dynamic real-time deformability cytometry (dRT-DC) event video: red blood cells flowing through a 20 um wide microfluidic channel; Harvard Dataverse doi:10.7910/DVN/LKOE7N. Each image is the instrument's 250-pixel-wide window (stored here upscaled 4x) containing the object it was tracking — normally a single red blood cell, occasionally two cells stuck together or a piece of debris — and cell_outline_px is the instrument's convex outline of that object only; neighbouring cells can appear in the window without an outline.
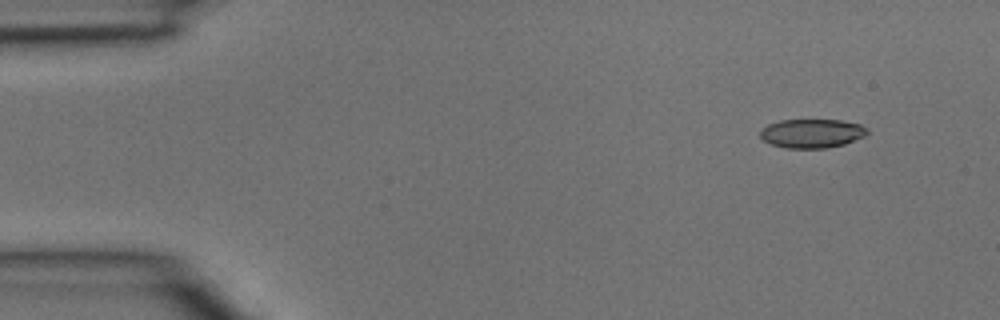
{"species": "common noctule bat (a hibernating species)", "species_latin": "Nyctalus noctula", "temperature_condition": "room temperature", "stored_images_in_passage": 3, "camera_frame_rate_fps": 3000, "um_per_image_px": 0.085, "animal": {"sex": "male", "body_mass_g": 15.6}, "frame": {"image": 1, "passage_image": 1, "time_ms": 0.0, "image_size_px": [1000, 320], "cell_outline_px": [[868, 132], [864, 136], [844, 144], [824, 148], [784, 148], [772, 144], [764, 140], [760, 136], [760, 128], [768, 124], [780, 120], [840, 120], [860, 124], [868, 128]], "centroid_in_image_um": [68.99, 11.33], "position_along_channel_um": 16.0, "area_um2": 18.03}}
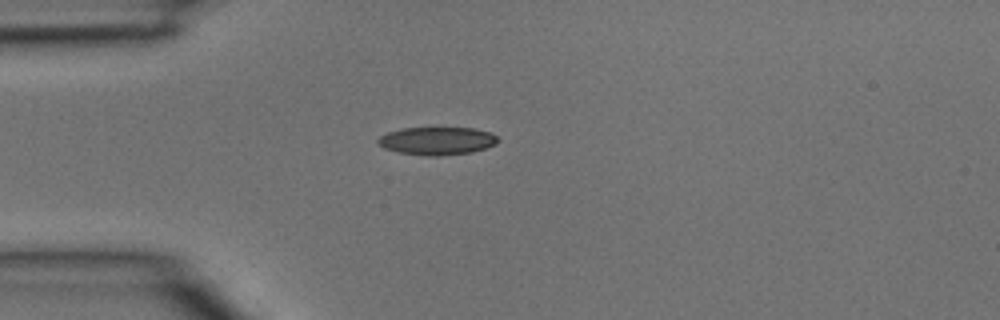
{"frame": {"image": 2, "passage_image": 3, "time_ms": 0.667, "image_size_px": [1000, 320], "cell_outline_px": [[500, 140], [496, 144], [472, 152], [440, 156], [428, 156], [400, 152], [384, 148], [376, 140], [380, 136], [388, 132], [404, 128], [472, 128], [492, 132]], "centroid_in_image_um": [37.18, 11.97], "position_along_channel_um": 47.8, "area_um2": 19.42}}